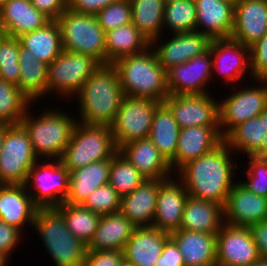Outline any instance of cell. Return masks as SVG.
Here are the masks:
<instances>
[{"instance_id":"cell-26","label":"cell","mask_w":267,"mask_h":266,"mask_svg":"<svg viewBox=\"0 0 267 266\" xmlns=\"http://www.w3.org/2000/svg\"><path fill=\"white\" fill-rule=\"evenodd\" d=\"M50 21L30 0H10L0 8V32L15 38L44 27Z\"/></svg>"},{"instance_id":"cell-14","label":"cell","mask_w":267,"mask_h":266,"mask_svg":"<svg viewBox=\"0 0 267 266\" xmlns=\"http://www.w3.org/2000/svg\"><path fill=\"white\" fill-rule=\"evenodd\" d=\"M259 258L249 227L221 226L216 234V266H251Z\"/></svg>"},{"instance_id":"cell-15","label":"cell","mask_w":267,"mask_h":266,"mask_svg":"<svg viewBox=\"0 0 267 266\" xmlns=\"http://www.w3.org/2000/svg\"><path fill=\"white\" fill-rule=\"evenodd\" d=\"M163 103L170 109L180 129L219 126L218 103L208 94L169 95Z\"/></svg>"},{"instance_id":"cell-19","label":"cell","mask_w":267,"mask_h":266,"mask_svg":"<svg viewBox=\"0 0 267 266\" xmlns=\"http://www.w3.org/2000/svg\"><path fill=\"white\" fill-rule=\"evenodd\" d=\"M212 69L225 81L236 83L251 70L250 47L231 38L211 40Z\"/></svg>"},{"instance_id":"cell-3","label":"cell","mask_w":267,"mask_h":266,"mask_svg":"<svg viewBox=\"0 0 267 266\" xmlns=\"http://www.w3.org/2000/svg\"><path fill=\"white\" fill-rule=\"evenodd\" d=\"M112 65L118 71L125 96L151 98L161 103L169 96L166 70L151 47L118 59Z\"/></svg>"},{"instance_id":"cell-42","label":"cell","mask_w":267,"mask_h":266,"mask_svg":"<svg viewBox=\"0 0 267 266\" xmlns=\"http://www.w3.org/2000/svg\"><path fill=\"white\" fill-rule=\"evenodd\" d=\"M19 40L0 32V78L18 87Z\"/></svg>"},{"instance_id":"cell-7","label":"cell","mask_w":267,"mask_h":266,"mask_svg":"<svg viewBox=\"0 0 267 266\" xmlns=\"http://www.w3.org/2000/svg\"><path fill=\"white\" fill-rule=\"evenodd\" d=\"M56 21L61 30L63 50L90 55L106 65L105 31L96 15L67 8Z\"/></svg>"},{"instance_id":"cell-23","label":"cell","mask_w":267,"mask_h":266,"mask_svg":"<svg viewBox=\"0 0 267 266\" xmlns=\"http://www.w3.org/2000/svg\"><path fill=\"white\" fill-rule=\"evenodd\" d=\"M161 180L145 179L134 191L121 197L119 211L136 228L152 227Z\"/></svg>"},{"instance_id":"cell-17","label":"cell","mask_w":267,"mask_h":266,"mask_svg":"<svg viewBox=\"0 0 267 266\" xmlns=\"http://www.w3.org/2000/svg\"><path fill=\"white\" fill-rule=\"evenodd\" d=\"M223 141L219 126L180 129L175 157L169 162L171 170L178 171L186 163L213 151Z\"/></svg>"},{"instance_id":"cell-60","label":"cell","mask_w":267,"mask_h":266,"mask_svg":"<svg viewBox=\"0 0 267 266\" xmlns=\"http://www.w3.org/2000/svg\"><path fill=\"white\" fill-rule=\"evenodd\" d=\"M121 266H135V265L124 260Z\"/></svg>"},{"instance_id":"cell-34","label":"cell","mask_w":267,"mask_h":266,"mask_svg":"<svg viewBox=\"0 0 267 266\" xmlns=\"http://www.w3.org/2000/svg\"><path fill=\"white\" fill-rule=\"evenodd\" d=\"M18 88L33 102L47 95L48 64L34 58L19 42ZM39 98V99H38Z\"/></svg>"},{"instance_id":"cell-2","label":"cell","mask_w":267,"mask_h":266,"mask_svg":"<svg viewBox=\"0 0 267 266\" xmlns=\"http://www.w3.org/2000/svg\"><path fill=\"white\" fill-rule=\"evenodd\" d=\"M124 96L116 68L112 64L101 65L76 94L81 114L77 122L111 126Z\"/></svg>"},{"instance_id":"cell-25","label":"cell","mask_w":267,"mask_h":266,"mask_svg":"<svg viewBox=\"0 0 267 266\" xmlns=\"http://www.w3.org/2000/svg\"><path fill=\"white\" fill-rule=\"evenodd\" d=\"M38 207L24 184H0V220L19 230L33 225Z\"/></svg>"},{"instance_id":"cell-4","label":"cell","mask_w":267,"mask_h":266,"mask_svg":"<svg viewBox=\"0 0 267 266\" xmlns=\"http://www.w3.org/2000/svg\"><path fill=\"white\" fill-rule=\"evenodd\" d=\"M60 111L58 108H48L42 115L33 117L28 110L20 121L28 133L33 151L38 159H61L70 142L78 119H74L67 112Z\"/></svg>"},{"instance_id":"cell-10","label":"cell","mask_w":267,"mask_h":266,"mask_svg":"<svg viewBox=\"0 0 267 266\" xmlns=\"http://www.w3.org/2000/svg\"><path fill=\"white\" fill-rule=\"evenodd\" d=\"M37 160L24 127L7 124L0 154V184H24Z\"/></svg>"},{"instance_id":"cell-50","label":"cell","mask_w":267,"mask_h":266,"mask_svg":"<svg viewBox=\"0 0 267 266\" xmlns=\"http://www.w3.org/2000/svg\"><path fill=\"white\" fill-rule=\"evenodd\" d=\"M118 0H68V9L85 14H98L103 8Z\"/></svg>"},{"instance_id":"cell-40","label":"cell","mask_w":267,"mask_h":266,"mask_svg":"<svg viewBox=\"0 0 267 266\" xmlns=\"http://www.w3.org/2000/svg\"><path fill=\"white\" fill-rule=\"evenodd\" d=\"M145 179L119 151L110 159L109 184L121 197L134 191Z\"/></svg>"},{"instance_id":"cell-21","label":"cell","mask_w":267,"mask_h":266,"mask_svg":"<svg viewBox=\"0 0 267 266\" xmlns=\"http://www.w3.org/2000/svg\"><path fill=\"white\" fill-rule=\"evenodd\" d=\"M210 42L211 40L206 35L192 31L173 34L170 40L158 44V47H156V42H151L150 47L158 62L167 70L171 66L185 63L195 55L203 53L209 47Z\"/></svg>"},{"instance_id":"cell-41","label":"cell","mask_w":267,"mask_h":266,"mask_svg":"<svg viewBox=\"0 0 267 266\" xmlns=\"http://www.w3.org/2000/svg\"><path fill=\"white\" fill-rule=\"evenodd\" d=\"M196 15V3L193 0L166 4L163 29L169 28L173 34L196 31Z\"/></svg>"},{"instance_id":"cell-11","label":"cell","mask_w":267,"mask_h":266,"mask_svg":"<svg viewBox=\"0 0 267 266\" xmlns=\"http://www.w3.org/2000/svg\"><path fill=\"white\" fill-rule=\"evenodd\" d=\"M160 104L151 98L123 97L110 126L118 150L129 142L148 138L154 113Z\"/></svg>"},{"instance_id":"cell-49","label":"cell","mask_w":267,"mask_h":266,"mask_svg":"<svg viewBox=\"0 0 267 266\" xmlns=\"http://www.w3.org/2000/svg\"><path fill=\"white\" fill-rule=\"evenodd\" d=\"M30 2L51 20H57L68 8V0H30Z\"/></svg>"},{"instance_id":"cell-61","label":"cell","mask_w":267,"mask_h":266,"mask_svg":"<svg viewBox=\"0 0 267 266\" xmlns=\"http://www.w3.org/2000/svg\"><path fill=\"white\" fill-rule=\"evenodd\" d=\"M226 1H229V2H232V3H236L237 1H239V0H226Z\"/></svg>"},{"instance_id":"cell-44","label":"cell","mask_w":267,"mask_h":266,"mask_svg":"<svg viewBox=\"0 0 267 266\" xmlns=\"http://www.w3.org/2000/svg\"><path fill=\"white\" fill-rule=\"evenodd\" d=\"M99 25L106 32L132 22L130 0H118L96 14Z\"/></svg>"},{"instance_id":"cell-32","label":"cell","mask_w":267,"mask_h":266,"mask_svg":"<svg viewBox=\"0 0 267 266\" xmlns=\"http://www.w3.org/2000/svg\"><path fill=\"white\" fill-rule=\"evenodd\" d=\"M20 45L37 60L51 64L63 51L61 30L56 20L18 37Z\"/></svg>"},{"instance_id":"cell-16","label":"cell","mask_w":267,"mask_h":266,"mask_svg":"<svg viewBox=\"0 0 267 266\" xmlns=\"http://www.w3.org/2000/svg\"><path fill=\"white\" fill-rule=\"evenodd\" d=\"M223 220L242 227L267 220V198L248 191L237 181L223 206Z\"/></svg>"},{"instance_id":"cell-6","label":"cell","mask_w":267,"mask_h":266,"mask_svg":"<svg viewBox=\"0 0 267 266\" xmlns=\"http://www.w3.org/2000/svg\"><path fill=\"white\" fill-rule=\"evenodd\" d=\"M118 151L110 126L77 122L60 160L71 172L93 162L111 159Z\"/></svg>"},{"instance_id":"cell-5","label":"cell","mask_w":267,"mask_h":266,"mask_svg":"<svg viewBox=\"0 0 267 266\" xmlns=\"http://www.w3.org/2000/svg\"><path fill=\"white\" fill-rule=\"evenodd\" d=\"M33 229L42 238L56 266H83L87 245L68 229L62 213L57 208H38Z\"/></svg>"},{"instance_id":"cell-46","label":"cell","mask_w":267,"mask_h":266,"mask_svg":"<svg viewBox=\"0 0 267 266\" xmlns=\"http://www.w3.org/2000/svg\"><path fill=\"white\" fill-rule=\"evenodd\" d=\"M251 78L264 79L267 76V33L250 46Z\"/></svg>"},{"instance_id":"cell-38","label":"cell","mask_w":267,"mask_h":266,"mask_svg":"<svg viewBox=\"0 0 267 266\" xmlns=\"http://www.w3.org/2000/svg\"><path fill=\"white\" fill-rule=\"evenodd\" d=\"M57 209L62 213L69 231L88 245L93 238L101 216L82 205L65 202L59 205Z\"/></svg>"},{"instance_id":"cell-27","label":"cell","mask_w":267,"mask_h":266,"mask_svg":"<svg viewBox=\"0 0 267 266\" xmlns=\"http://www.w3.org/2000/svg\"><path fill=\"white\" fill-rule=\"evenodd\" d=\"M119 152L146 179H167L172 170L149 138L135 140L119 149Z\"/></svg>"},{"instance_id":"cell-20","label":"cell","mask_w":267,"mask_h":266,"mask_svg":"<svg viewBox=\"0 0 267 266\" xmlns=\"http://www.w3.org/2000/svg\"><path fill=\"white\" fill-rule=\"evenodd\" d=\"M266 33L267 0L237 1L230 38L250 47Z\"/></svg>"},{"instance_id":"cell-28","label":"cell","mask_w":267,"mask_h":266,"mask_svg":"<svg viewBox=\"0 0 267 266\" xmlns=\"http://www.w3.org/2000/svg\"><path fill=\"white\" fill-rule=\"evenodd\" d=\"M170 238L178 246L185 266H216V235L176 230Z\"/></svg>"},{"instance_id":"cell-39","label":"cell","mask_w":267,"mask_h":266,"mask_svg":"<svg viewBox=\"0 0 267 266\" xmlns=\"http://www.w3.org/2000/svg\"><path fill=\"white\" fill-rule=\"evenodd\" d=\"M30 102L17 86L0 78V123L20 124Z\"/></svg>"},{"instance_id":"cell-9","label":"cell","mask_w":267,"mask_h":266,"mask_svg":"<svg viewBox=\"0 0 267 266\" xmlns=\"http://www.w3.org/2000/svg\"><path fill=\"white\" fill-rule=\"evenodd\" d=\"M102 64L90 55H84L63 50L61 54L48 65L47 95L60 94L70 98L83 87L85 81Z\"/></svg>"},{"instance_id":"cell-54","label":"cell","mask_w":267,"mask_h":266,"mask_svg":"<svg viewBox=\"0 0 267 266\" xmlns=\"http://www.w3.org/2000/svg\"><path fill=\"white\" fill-rule=\"evenodd\" d=\"M6 130H7V123H0V154L3 147Z\"/></svg>"},{"instance_id":"cell-55","label":"cell","mask_w":267,"mask_h":266,"mask_svg":"<svg viewBox=\"0 0 267 266\" xmlns=\"http://www.w3.org/2000/svg\"><path fill=\"white\" fill-rule=\"evenodd\" d=\"M251 266H267V257H260L255 263Z\"/></svg>"},{"instance_id":"cell-56","label":"cell","mask_w":267,"mask_h":266,"mask_svg":"<svg viewBox=\"0 0 267 266\" xmlns=\"http://www.w3.org/2000/svg\"><path fill=\"white\" fill-rule=\"evenodd\" d=\"M259 117L264 121L265 129H267V105L264 109V111L259 115Z\"/></svg>"},{"instance_id":"cell-51","label":"cell","mask_w":267,"mask_h":266,"mask_svg":"<svg viewBox=\"0 0 267 266\" xmlns=\"http://www.w3.org/2000/svg\"><path fill=\"white\" fill-rule=\"evenodd\" d=\"M154 266H185L178 246L170 238Z\"/></svg>"},{"instance_id":"cell-45","label":"cell","mask_w":267,"mask_h":266,"mask_svg":"<svg viewBox=\"0 0 267 266\" xmlns=\"http://www.w3.org/2000/svg\"><path fill=\"white\" fill-rule=\"evenodd\" d=\"M249 168L246 169L247 181L239 183L248 191L267 198V160H261L254 156H248Z\"/></svg>"},{"instance_id":"cell-43","label":"cell","mask_w":267,"mask_h":266,"mask_svg":"<svg viewBox=\"0 0 267 266\" xmlns=\"http://www.w3.org/2000/svg\"><path fill=\"white\" fill-rule=\"evenodd\" d=\"M121 196L108 183L95 189L82 204L90 211L103 216L120 210Z\"/></svg>"},{"instance_id":"cell-57","label":"cell","mask_w":267,"mask_h":266,"mask_svg":"<svg viewBox=\"0 0 267 266\" xmlns=\"http://www.w3.org/2000/svg\"><path fill=\"white\" fill-rule=\"evenodd\" d=\"M9 261V257L4 253L0 252V266H6L7 262Z\"/></svg>"},{"instance_id":"cell-1","label":"cell","mask_w":267,"mask_h":266,"mask_svg":"<svg viewBox=\"0 0 267 266\" xmlns=\"http://www.w3.org/2000/svg\"><path fill=\"white\" fill-rule=\"evenodd\" d=\"M231 154L233 151L223 141L213 151L186 163L175 174L189 196L224 206L236 183L233 175L237 165Z\"/></svg>"},{"instance_id":"cell-52","label":"cell","mask_w":267,"mask_h":266,"mask_svg":"<svg viewBox=\"0 0 267 266\" xmlns=\"http://www.w3.org/2000/svg\"><path fill=\"white\" fill-rule=\"evenodd\" d=\"M260 257H267V220L249 226Z\"/></svg>"},{"instance_id":"cell-33","label":"cell","mask_w":267,"mask_h":266,"mask_svg":"<svg viewBox=\"0 0 267 266\" xmlns=\"http://www.w3.org/2000/svg\"><path fill=\"white\" fill-rule=\"evenodd\" d=\"M105 41L106 65L123 57L142 53L150 47V43L132 22L106 32Z\"/></svg>"},{"instance_id":"cell-30","label":"cell","mask_w":267,"mask_h":266,"mask_svg":"<svg viewBox=\"0 0 267 266\" xmlns=\"http://www.w3.org/2000/svg\"><path fill=\"white\" fill-rule=\"evenodd\" d=\"M109 171L110 159L72 170L65 203L82 205L95 189L109 183Z\"/></svg>"},{"instance_id":"cell-22","label":"cell","mask_w":267,"mask_h":266,"mask_svg":"<svg viewBox=\"0 0 267 266\" xmlns=\"http://www.w3.org/2000/svg\"><path fill=\"white\" fill-rule=\"evenodd\" d=\"M195 3L196 31L206 35L210 40L230 38L235 4L226 0H196Z\"/></svg>"},{"instance_id":"cell-31","label":"cell","mask_w":267,"mask_h":266,"mask_svg":"<svg viewBox=\"0 0 267 266\" xmlns=\"http://www.w3.org/2000/svg\"><path fill=\"white\" fill-rule=\"evenodd\" d=\"M224 224L223 206L189 196L185 202L181 230L217 234Z\"/></svg>"},{"instance_id":"cell-48","label":"cell","mask_w":267,"mask_h":266,"mask_svg":"<svg viewBox=\"0 0 267 266\" xmlns=\"http://www.w3.org/2000/svg\"><path fill=\"white\" fill-rule=\"evenodd\" d=\"M21 230L0 220V252L10 257L21 240Z\"/></svg>"},{"instance_id":"cell-53","label":"cell","mask_w":267,"mask_h":266,"mask_svg":"<svg viewBox=\"0 0 267 266\" xmlns=\"http://www.w3.org/2000/svg\"><path fill=\"white\" fill-rule=\"evenodd\" d=\"M253 156L261 160H267V134L262 141L260 149Z\"/></svg>"},{"instance_id":"cell-37","label":"cell","mask_w":267,"mask_h":266,"mask_svg":"<svg viewBox=\"0 0 267 266\" xmlns=\"http://www.w3.org/2000/svg\"><path fill=\"white\" fill-rule=\"evenodd\" d=\"M266 134L264 121L260 117H256L234 127L224 137V142L234 153L236 151V153L253 156L260 149Z\"/></svg>"},{"instance_id":"cell-35","label":"cell","mask_w":267,"mask_h":266,"mask_svg":"<svg viewBox=\"0 0 267 266\" xmlns=\"http://www.w3.org/2000/svg\"><path fill=\"white\" fill-rule=\"evenodd\" d=\"M179 132L170 109L161 103L154 113L148 138L168 163L175 157Z\"/></svg>"},{"instance_id":"cell-8","label":"cell","mask_w":267,"mask_h":266,"mask_svg":"<svg viewBox=\"0 0 267 266\" xmlns=\"http://www.w3.org/2000/svg\"><path fill=\"white\" fill-rule=\"evenodd\" d=\"M50 160L40 163L37 161L29 170L24 183L38 208H57L65 202L68 195L69 169L64 166L60 159H56L55 162L54 159Z\"/></svg>"},{"instance_id":"cell-24","label":"cell","mask_w":267,"mask_h":266,"mask_svg":"<svg viewBox=\"0 0 267 266\" xmlns=\"http://www.w3.org/2000/svg\"><path fill=\"white\" fill-rule=\"evenodd\" d=\"M170 233L154 227L135 228L123 248L124 260L135 266H154Z\"/></svg>"},{"instance_id":"cell-13","label":"cell","mask_w":267,"mask_h":266,"mask_svg":"<svg viewBox=\"0 0 267 266\" xmlns=\"http://www.w3.org/2000/svg\"><path fill=\"white\" fill-rule=\"evenodd\" d=\"M211 42L201 54L166 70L169 95H201L212 77Z\"/></svg>"},{"instance_id":"cell-58","label":"cell","mask_w":267,"mask_h":266,"mask_svg":"<svg viewBox=\"0 0 267 266\" xmlns=\"http://www.w3.org/2000/svg\"><path fill=\"white\" fill-rule=\"evenodd\" d=\"M179 1H183V0H164V3L166 5V4H171V3H175V2H179Z\"/></svg>"},{"instance_id":"cell-18","label":"cell","mask_w":267,"mask_h":266,"mask_svg":"<svg viewBox=\"0 0 267 266\" xmlns=\"http://www.w3.org/2000/svg\"><path fill=\"white\" fill-rule=\"evenodd\" d=\"M188 197L180 180L176 182L174 177L161 180L152 227L168 233L179 230Z\"/></svg>"},{"instance_id":"cell-47","label":"cell","mask_w":267,"mask_h":266,"mask_svg":"<svg viewBox=\"0 0 267 266\" xmlns=\"http://www.w3.org/2000/svg\"><path fill=\"white\" fill-rule=\"evenodd\" d=\"M123 250L87 251L83 266H121Z\"/></svg>"},{"instance_id":"cell-29","label":"cell","mask_w":267,"mask_h":266,"mask_svg":"<svg viewBox=\"0 0 267 266\" xmlns=\"http://www.w3.org/2000/svg\"><path fill=\"white\" fill-rule=\"evenodd\" d=\"M135 228L120 211L103 215L87 251L123 250Z\"/></svg>"},{"instance_id":"cell-59","label":"cell","mask_w":267,"mask_h":266,"mask_svg":"<svg viewBox=\"0 0 267 266\" xmlns=\"http://www.w3.org/2000/svg\"><path fill=\"white\" fill-rule=\"evenodd\" d=\"M10 0H0V8H2L6 3H8Z\"/></svg>"},{"instance_id":"cell-36","label":"cell","mask_w":267,"mask_h":266,"mask_svg":"<svg viewBox=\"0 0 267 266\" xmlns=\"http://www.w3.org/2000/svg\"><path fill=\"white\" fill-rule=\"evenodd\" d=\"M132 24L149 43L161 39L163 29L164 0H130Z\"/></svg>"},{"instance_id":"cell-12","label":"cell","mask_w":267,"mask_h":266,"mask_svg":"<svg viewBox=\"0 0 267 266\" xmlns=\"http://www.w3.org/2000/svg\"><path fill=\"white\" fill-rule=\"evenodd\" d=\"M256 82L263 86H244L245 89L231 92L221 103L218 102L219 128L223 138L240 123L259 117L264 111L267 105V83L264 79H256Z\"/></svg>"}]
</instances>
